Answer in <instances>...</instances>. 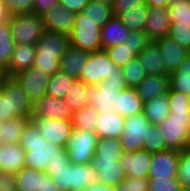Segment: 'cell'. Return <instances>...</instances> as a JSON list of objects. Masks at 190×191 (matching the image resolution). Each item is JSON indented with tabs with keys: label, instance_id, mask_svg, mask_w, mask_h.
<instances>
[{
	"label": "cell",
	"instance_id": "cell-1",
	"mask_svg": "<svg viewBox=\"0 0 190 191\" xmlns=\"http://www.w3.org/2000/svg\"><path fill=\"white\" fill-rule=\"evenodd\" d=\"M18 144L25 150V167L37 171L45 172L54 158L68 156L66 148L47 142L32 121L24 128Z\"/></svg>",
	"mask_w": 190,
	"mask_h": 191
},
{
	"label": "cell",
	"instance_id": "cell-2",
	"mask_svg": "<svg viewBox=\"0 0 190 191\" xmlns=\"http://www.w3.org/2000/svg\"><path fill=\"white\" fill-rule=\"evenodd\" d=\"M69 45L68 35L45 30L36 43L33 67L48 76H53L59 71L60 58Z\"/></svg>",
	"mask_w": 190,
	"mask_h": 191
},
{
	"label": "cell",
	"instance_id": "cell-3",
	"mask_svg": "<svg viewBox=\"0 0 190 191\" xmlns=\"http://www.w3.org/2000/svg\"><path fill=\"white\" fill-rule=\"evenodd\" d=\"M157 125L163 133L168 149H187L190 138V111H170V115Z\"/></svg>",
	"mask_w": 190,
	"mask_h": 191
},
{
	"label": "cell",
	"instance_id": "cell-4",
	"mask_svg": "<svg viewBox=\"0 0 190 191\" xmlns=\"http://www.w3.org/2000/svg\"><path fill=\"white\" fill-rule=\"evenodd\" d=\"M9 22L16 44L36 45L45 31L41 16L34 12L10 15Z\"/></svg>",
	"mask_w": 190,
	"mask_h": 191
},
{
	"label": "cell",
	"instance_id": "cell-5",
	"mask_svg": "<svg viewBox=\"0 0 190 191\" xmlns=\"http://www.w3.org/2000/svg\"><path fill=\"white\" fill-rule=\"evenodd\" d=\"M70 44L92 53L102 50L101 27L86 17L82 12L77 13L74 28L69 35Z\"/></svg>",
	"mask_w": 190,
	"mask_h": 191
},
{
	"label": "cell",
	"instance_id": "cell-6",
	"mask_svg": "<svg viewBox=\"0 0 190 191\" xmlns=\"http://www.w3.org/2000/svg\"><path fill=\"white\" fill-rule=\"evenodd\" d=\"M153 125L147 120L143 111L125 118V125L121 135V145L124 152L141 150L147 140L148 132Z\"/></svg>",
	"mask_w": 190,
	"mask_h": 191
},
{
	"label": "cell",
	"instance_id": "cell-7",
	"mask_svg": "<svg viewBox=\"0 0 190 191\" xmlns=\"http://www.w3.org/2000/svg\"><path fill=\"white\" fill-rule=\"evenodd\" d=\"M98 139V136L93 132L74 129L66 147L70 162L73 164L91 163Z\"/></svg>",
	"mask_w": 190,
	"mask_h": 191
},
{
	"label": "cell",
	"instance_id": "cell-8",
	"mask_svg": "<svg viewBox=\"0 0 190 191\" xmlns=\"http://www.w3.org/2000/svg\"><path fill=\"white\" fill-rule=\"evenodd\" d=\"M119 68L109 58L105 50L92 52L89 54L79 80H82L86 85L95 86L106 80L111 74L116 73Z\"/></svg>",
	"mask_w": 190,
	"mask_h": 191
},
{
	"label": "cell",
	"instance_id": "cell-9",
	"mask_svg": "<svg viewBox=\"0 0 190 191\" xmlns=\"http://www.w3.org/2000/svg\"><path fill=\"white\" fill-rule=\"evenodd\" d=\"M0 93L8 97L10 112L15 117L32 118L33 102L14 77H3L0 79Z\"/></svg>",
	"mask_w": 190,
	"mask_h": 191
},
{
	"label": "cell",
	"instance_id": "cell-10",
	"mask_svg": "<svg viewBox=\"0 0 190 191\" xmlns=\"http://www.w3.org/2000/svg\"><path fill=\"white\" fill-rule=\"evenodd\" d=\"M31 121L38 128L47 142H52L66 148L74 127L71 119H43L32 117Z\"/></svg>",
	"mask_w": 190,
	"mask_h": 191
},
{
	"label": "cell",
	"instance_id": "cell-11",
	"mask_svg": "<svg viewBox=\"0 0 190 191\" xmlns=\"http://www.w3.org/2000/svg\"><path fill=\"white\" fill-rule=\"evenodd\" d=\"M77 13L59 3L51 10L46 11L41 16L43 27L46 31L70 35L74 28Z\"/></svg>",
	"mask_w": 190,
	"mask_h": 191
},
{
	"label": "cell",
	"instance_id": "cell-12",
	"mask_svg": "<svg viewBox=\"0 0 190 191\" xmlns=\"http://www.w3.org/2000/svg\"><path fill=\"white\" fill-rule=\"evenodd\" d=\"M14 78L18 81L33 103L46 95L50 76L37 68L31 67L17 74Z\"/></svg>",
	"mask_w": 190,
	"mask_h": 191
},
{
	"label": "cell",
	"instance_id": "cell-13",
	"mask_svg": "<svg viewBox=\"0 0 190 191\" xmlns=\"http://www.w3.org/2000/svg\"><path fill=\"white\" fill-rule=\"evenodd\" d=\"M127 88V85H113L100 83L95 86H88L89 102L96 111L101 114L113 112L115 110L114 102L117 93Z\"/></svg>",
	"mask_w": 190,
	"mask_h": 191
},
{
	"label": "cell",
	"instance_id": "cell-14",
	"mask_svg": "<svg viewBox=\"0 0 190 191\" xmlns=\"http://www.w3.org/2000/svg\"><path fill=\"white\" fill-rule=\"evenodd\" d=\"M180 151L168 149L152 154L149 178L177 177Z\"/></svg>",
	"mask_w": 190,
	"mask_h": 191
},
{
	"label": "cell",
	"instance_id": "cell-15",
	"mask_svg": "<svg viewBox=\"0 0 190 191\" xmlns=\"http://www.w3.org/2000/svg\"><path fill=\"white\" fill-rule=\"evenodd\" d=\"M151 160L152 153L141 149L135 152H124L119 162L126 176L148 179Z\"/></svg>",
	"mask_w": 190,
	"mask_h": 191
},
{
	"label": "cell",
	"instance_id": "cell-16",
	"mask_svg": "<svg viewBox=\"0 0 190 191\" xmlns=\"http://www.w3.org/2000/svg\"><path fill=\"white\" fill-rule=\"evenodd\" d=\"M72 112L63 99L44 95L33 104L32 117L43 119H72Z\"/></svg>",
	"mask_w": 190,
	"mask_h": 191
},
{
	"label": "cell",
	"instance_id": "cell-17",
	"mask_svg": "<svg viewBox=\"0 0 190 191\" xmlns=\"http://www.w3.org/2000/svg\"><path fill=\"white\" fill-rule=\"evenodd\" d=\"M170 26L168 7H149L144 32L151 42L165 38L168 35Z\"/></svg>",
	"mask_w": 190,
	"mask_h": 191
},
{
	"label": "cell",
	"instance_id": "cell-18",
	"mask_svg": "<svg viewBox=\"0 0 190 191\" xmlns=\"http://www.w3.org/2000/svg\"><path fill=\"white\" fill-rule=\"evenodd\" d=\"M36 54V45L16 44L11 55V60L5 68L7 77H14L17 74L33 67Z\"/></svg>",
	"mask_w": 190,
	"mask_h": 191
},
{
	"label": "cell",
	"instance_id": "cell-19",
	"mask_svg": "<svg viewBox=\"0 0 190 191\" xmlns=\"http://www.w3.org/2000/svg\"><path fill=\"white\" fill-rule=\"evenodd\" d=\"M89 52L69 45L63 56L60 58L59 71L79 79L89 58Z\"/></svg>",
	"mask_w": 190,
	"mask_h": 191
},
{
	"label": "cell",
	"instance_id": "cell-20",
	"mask_svg": "<svg viewBox=\"0 0 190 191\" xmlns=\"http://www.w3.org/2000/svg\"><path fill=\"white\" fill-rule=\"evenodd\" d=\"M155 43L158 45L163 62L166 63V69L170 73L174 72L190 53L189 50L167 36Z\"/></svg>",
	"mask_w": 190,
	"mask_h": 191
},
{
	"label": "cell",
	"instance_id": "cell-21",
	"mask_svg": "<svg viewBox=\"0 0 190 191\" xmlns=\"http://www.w3.org/2000/svg\"><path fill=\"white\" fill-rule=\"evenodd\" d=\"M91 164L97 172V182L117 188L126 178L119 161H99V158H92Z\"/></svg>",
	"mask_w": 190,
	"mask_h": 191
},
{
	"label": "cell",
	"instance_id": "cell-22",
	"mask_svg": "<svg viewBox=\"0 0 190 191\" xmlns=\"http://www.w3.org/2000/svg\"><path fill=\"white\" fill-rule=\"evenodd\" d=\"M95 134L99 139L102 138H121L125 125V118L116 111L105 112L98 115L95 123Z\"/></svg>",
	"mask_w": 190,
	"mask_h": 191
},
{
	"label": "cell",
	"instance_id": "cell-23",
	"mask_svg": "<svg viewBox=\"0 0 190 191\" xmlns=\"http://www.w3.org/2000/svg\"><path fill=\"white\" fill-rule=\"evenodd\" d=\"M137 57L147 75H170L166 69V63L163 62L161 51L155 42H150Z\"/></svg>",
	"mask_w": 190,
	"mask_h": 191
},
{
	"label": "cell",
	"instance_id": "cell-24",
	"mask_svg": "<svg viewBox=\"0 0 190 191\" xmlns=\"http://www.w3.org/2000/svg\"><path fill=\"white\" fill-rule=\"evenodd\" d=\"M25 167V150L18 143L1 144L0 172L13 173Z\"/></svg>",
	"mask_w": 190,
	"mask_h": 191
},
{
	"label": "cell",
	"instance_id": "cell-25",
	"mask_svg": "<svg viewBox=\"0 0 190 191\" xmlns=\"http://www.w3.org/2000/svg\"><path fill=\"white\" fill-rule=\"evenodd\" d=\"M130 30L125 27L118 16H113L101 28V46L102 50L109 47L119 46L126 42Z\"/></svg>",
	"mask_w": 190,
	"mask_h": 191
},
{
	"label": "cell",
	"instance_id": "cell-26",
	"mask_svg": "<svg viewBox=\"0 0 190 191\" xmlns=\"http://www.w3.org/2000/svg\"><path fill=\"white\" fill-rule=\"evenodd\" d=\"M169 75H147L135 89L143 102L168 93Z\"/></svg>",
	"mask_w": 190,
	"mask_h": 191
},
{
	"label": "cell",
	"instance_id": "cell-27",
	"mask_svg": "<svg viewBox=\"0 0 190 191\" xmlns=\"http://www.w3.org/2000/svg\"><path fill=\"white\" fill-rule=\"evenodd\" d=\"M114 102L115 110L119 115L127 118L133 114L143 111V101L138 96L135 88H124L117 93Z\"/></svg>",
	"mask_w": 190,
	"mask_h": 191
},
{
	"label": "cell",
	"instance_id": "cell-28",
	"mask_svg": "<svg viewBox=\"0 0 190 191\" xmlns=\"http://www.w3.org/2000/svg\"><path fill=\"white\" fill-rule=\"evenodd\" d=\"M97 182V172L91 163L70 162V191H83Z\"/></svg>",
	"mask_w": 190,
	"mask_h": 191
},
{
	"label": "cell",
	"instance_id": "cell-29",
	"mask_svg": "<svg viewBox=\"0 0 190 191\" xmlns=\"http://www.w3.org/2000/svg\"><path fill=\"white\" fill-rule=\"evenodd\" d=\"M143 113L152 125H157L170 115L168 93L143 103Z\"/></svg>",
	"mask_w": 190,
	"mask_h": 191
},
{
	"label": "cell",
	"instance_id": "cell-30",
	"mask_svg": "<svg viewBox=\"0 0 190 191\" xmlns=\"http://www.w3.org/2000/svg\"><path fill=\"white\" fill-rule=\"evenodd\" d=\"M88 86L82 80L76 79L67 91L63 100L72 113L90 104Z\"/></svg>",
	"mask_w": 190,
	"mask_h": 191
},
{
	"label": "cell",
	"instance_id": "cell-31",
	"mask_svg": "<svg viewBox=\"0 0 190 191\" xmlns=\"http://www.w3.org/2000/svg\"><path fill=\"white\" fill-rule=\"evenodd\" d=\"M123 153L119 138H102L98 139L93 158H99V161H119Z\"/></svg>",
	"mask_w": 190,
	"mask_h": 191
},
{
	"label": "cell",
	"instance_id": "cell-32",
	"mask_svg": "<svg viewBox=\"0 0 190 191\" xmlns=\"http://www.w3.org/2000/svg\"><path fill=\"white\" fill-rule=\"evenodd\" d=\"M82 13L101 28L114 16L112 5L96 0H90Z\"/></svg>",
	"mask_w": 190,
	"mask_h": 191
},
{
	"label": "cell",
	"instance_id": "cell-33",
	"mask_svg": "<svg viewBox=\"0 0 190 191\" xmlns=\"http://www.w3.org/2000/svg\"><path fill=\"white\" fill-rule=\"evenodd\" d=\"M171 90L189 94L190 91V53L179 67L169 75Z\"/></svg>",
	"mask_w": 190,
	"mask_h": 191
},
{
	"label": "cell",
	"instance_id": "cell-34",
	"mask_svg": "<svg viewBox=\"0 0 190 191\" xmlns=\"http://www.w3.org/2000/svg\"><path fill=\"white\" fill-rule=\"evenodd\" d=\"M149 7L146 4L136 7V9L122 12L118 17L130 31H144L148 18Z\"/></svg>",
	"mask_w": 190,
	"mask_h": 191
},
{
	"label": "cell",
	"instance_id": "cell-35",
	"mask_svg": "<svg viewBox=\"0 0 190 191\" xmlns=\"http://www.w3.org/2000/svg\"><path fill=\"white\" fill-rule=\"evenodd\" d=\"M99 113L92 105H87L80 110L73 112L72 125L74 129H81L95 133Z\"/></svg>",
	"mask_w": 190,
	"mask_h": 191
},
{
	"label": "cell",
	"instance_id": "cell-36",
	"mask_svg": "<svg viewBox=\"0 0 190 191\" xmlns=\"http://www.w3.org/2000/svg\"><path fill=\"white\" fill-rule=\"evenodd\" d=\"M14 175L17 189L22 191H40L41 171L23 167Z\"/></svg>",
	"mask_w": 190,
	"mask_h": 191
},
{
	"label": "cell",
	"instance_id": "cell-37",
	"mask_svg": "<svg viewBox=\"0 0 190 191\" xmlns=\"http://www.w3.org/2000/svg\"><path fill=\"white\" fill-rule=\"evenodd\" d=\"M75 80L76 78L58 71L53 76H50L46 94L58 99H64Z\"/></svg>",
	"mask_w": 190,
	"mask_h": 191
},
{
	"label": "cell",
	"instance_id": "cell-38",
	"mask_svg": "<svg viewBox=\"0 0 190 191\" xmlns=\"http://www.w3.org/2000/svg\"><path fill=\"white\" fill-rule=\"evenodd\" d=\"M9 20L0 24V65L5 69L15 48Z\"/></svg>",
	"mask_w": 190,
	"mask_h": 191
},
{
	"label": "cell",
	"instance_id": "cell-39",
	"mask_svg": "<svg viewBox=\"0 0 190 191\" xmlns=\"http://www.w3.org/2000/svg\"><path fill=\"white\" fill-rule=\"evenodd\" d=\"M31 118L16 117L5 121L3 125V144L18 143Z\"/></svg>",
	"mask_w": 190,
	"mask_h": 191
},
{
	"label": "cell",
	"instance_id": "cell-40",
	"mask_svg": "<svg viewBox=\"0 0 190 191\" xmlns=\"http://www.w3.org/2000/svg\"><path fill=\"white\" fill-rule=\"evenodd\" d=\"M126 80L127 87L135 88L140 84L147 76L145 68L139 62L136 56L130 60L127 65L121 68Z\"/></svg>",
	"mask_w": 190,
	"mask_h": 191
},
{
	"label": "cell",
	"instance_id": "cell-41",
	"mask_svg": "<svg viewBox=\"0 0 190 191\" xmlns=\"http://www.w3.org/2000/svg\"><path fill=\"white\" fill-rule=\"evenodd\" d=\"M168 17L171 25L190 26V0L180 1L168 6Z\"/></svg>",
	"mask_w": 190,
	"mask_h": 191
},
{
	"label": "cell",
	"instance_id": "cell-42",
	"mask_svg": "<svg viewBox=\"0 0 190 191\" xmlns=\"http://www.w3.org/2000/svg\"><path fill=\"white\" fill-rule=\"evenodd\" d=\"M109 58L114 62L117 67H124L127 63L135 58L137 55L132 51L130 45L126 42L120 44L119 46L109 47L105 49Z\"/></svg>",
	"mask_w": 190,
	"mask_h": 191
},
{
	"label": "cell",
	"instance_id": "cell-43",
	"mask_svg": "<svg viewBox=\"0 0 190 191\" xmlns=\"http://www.w3.org/2000/svg\"><path fill=\"white\" fill-rule=\"evenodd\" d=\"M142 149L152 154L168 150L165 145L163 133H161L158 125H153L151 131L148 132L147 140Z\"/></svg>",
	"mask_w": 190,
	"mask_h": 191
},
{
	"label": "cell",
	"instance_id": "cell-44",
	"mask_svg": "<svg viewBox=\"0 0 190 191\" xmlns=\"http://www.w3.org/2000/svg\"><path fill=\"white\" fill-rule=\"evenodd\" d=\"M177 178L181 187L188 191L190 189V151L188 149L180 151Z\"/></svg>",
	"mask_w": 190,
	"mask_h": 191
},
{
	"label": "cell",
	"instance_id": "cell-45",
	"mask_svg": "<svg viewBox=\"0 0 190 191\" xmlns=\"http://www.w3.org/2000/svg\"><path fill=\"white\" fill-rule=\"evenodd\" d=\"M46 174L50 175L54 186L59 191H70V163L59 169H46Z\"/></svg>",
	"mask_w": 190,
	"mask_h": 191
},
{
	"label": "cell",
	"instance_id": "cell-46",
	"mask_svg": "<svg viewBox=\"0 0 190 191\" xmlns=\"http://www.w3.org/2000/svg\"><path fill=\"white\" fill-rule=\"evenodd\" d=\"M149 191H185L178 181L174 178H148Z\"/></svg>",
	"mask_w": 190,
	"mask_h": 191
},
{
	"label": "cell",
	"instance_id": "cell-47",
	"mask_svg": "<svg viewBox=\"0 0 190 191\" xmlns=\"http://www.w3.org/2000/svg\"><path fill=\"white\" fill-rule=\"evenodd\" d=\"M167 37L176 41L179 45L190 51V26L171 25Z\"/></svg>",
	"mask_w": 190,
	"mask_h": 191
},
{
	"label": "cell",
	"instance_id": "cell-48",
	"mask_svg": "<svg viewBox=\"0 0 190 191\" xmlns=\"http://www.w3.org/2000/svg\"><path fill=\"white\" fill-rule=\"evenodd\" d=\"M168 100L170 111H190V98L187 94L169 88Z\"/></svg>",
	"mask_w": 190,
	"mask_h": 191
},
{
	"label": "cell",
	"instance_id": "cell-49",
	"mask_svg": "<svg viewBox=\"0 0 190 191\" xmlns=\"http://www.w3.org/2000/svg\"><path fill=\"white\" fill-rule=\"evenodd\" d=\"M118 191H149L148 179L126 176L117 186Z\"/></svg>",
	"mask_w": 190,
	"mask_h": 191
},
{
	"label": "cell",
	"instance_id": "cell-50",
	"mask_svg": "<svg viewBox=\"0 0 190 191\" xmlns=\"http://www.w3.org/2000/svg\"><path fill=\"white\" fill-rule=\"evenodd\" d=\"M10 15L33 12L35 0H3Z\"/></svg>",
	"mask_w": 190,
	"mask_h": 191
},
{
	"label": "cell",
	"instance_id": "cell-51",
	"mask_svg": "<svg viewBox=\"0 0 190 191\" xmlns=\"http://www.w3.org/2000/svg\"><path fill=\"white\" fill-rule=\"evenodd\" d=\"M150 42V39L144 31H131L126 40V44L131 46L132 51L136 55H138Z\"/></svg>",
	"mask_w": 190,
	"mask_h": 191
},
{
	"label": "cell",
	"instance_id": "cell-52",
	"mask_svg": "<svg viewBox=\"0 0 190 191\" xmlns=\"http://www.w3.org/2000/svg\"><path fill=\"white\" fill-rule=\"evenodd\" d=\"M143 4H146V0H114L112 3L113 15L119 16L122 12L136 9Z\"/></svg>",
	"mask_w": 190,
	"mask_h": 191
},
{
	"label": "cell",
	"instance_id": "cell-53",
	"mask_svg": "<svg viewBox=\"0 0 190 191\" xmlns=\"http://www.w3.org/2000/svg\"><path fill=\"white\" fill-rule=\"evenodd\" d=\"M16 189L15 175L0 172V191H15Z\"/></svg>",
	"mask_w": 190,
	"mask_h": 191
},
{
	"label": "cell",
	"instance_id": "cell-54",
	"mask_svg": "<svg viewBox=\"0 0 190 191\" xmlns=\"http://www.w3.org/2000/svg\"><path fill=\"white\" fill-rule=\"evenodd\" d=\"M90 2V0H58V3L75 13L83 11L84 7Z\"/></svg>",
	"mask_w": 190,
	"mask_h": 191
},
{
	"label": "cell",
	"instance_id": "cell-55",
	"mask_svg": "<svg viewBox=\"0 0 190 191\" xmlns=\"http://www.w3.org/2000/svg\"><path fill=\"white\" fill-rule=\"evenodd\" d=\"M58 4V0H35L33 12L37 15H42L48 10H51Z\"/></svg>",
	"mask_w": 190,
	"mask_h": 191
},
{
	"label": "cell",
	"instance_id": "cell-56",
	"mask_svg": "<svg viewBox=\"0 0 190 191\" xmlns=\"http://www.w3.org/2000/svg\"><path fill=\"white\" fill-rule=\"evenodd\" d=\"M16 118L13 112H10V105L8 97H3L0 93V120H10Z\"/></svg>",
	"mask_w": 190,
	"mask_h": 191
},
{
	"label": "cell",
	"instance_id": "cell-57",
	"mask_svg": "<svg viewBox=\"0 0 190 191\" xmlns=\"http://www.w3.org/2000/svg\"><path fill=\"white\" fill-rule=\"evenodd\" d=\"M101 83H108L113 85H126V80L121 68L116 73L111 74L106 80Z\"/></svg>",
	"mask_w": 190,
	"mask_h": 191
},
{
	"label": "cell",
	"instance_id": "cell-58",
	"mask_svg": "<svg viewBox=\"0 0 190 191\" xmlns=\"http://www.w3.org/2000/svg\"><path fill=\"white\" fill-rule=\"evenodd\" d=\"M40 191H59V189L54 186L51 176L42 171Z\"/></svg>",
	"mask_w": 190,
	"mask_h": 191
},
{
	"label": "cell",
	"instance_id": "cell-59",
	"mask_svg": "<svg viewBox=\"0 0 190 191\" xmlns=\"http://www.w3.org/2000/svg\"><path fill=\"white\" fill-rule=\"evenodd\" d=\"M70 163L69 156H61V158H54L51 163L47 164L46 169H59L65 167Z\"/></svg>",
	"mask_w": 190,
	"mask_h": 191
},
{
	"label": "cell",
	"instance_id": "cell-60",
	"mask_svg": "<svg viewBox=\"0 0 190 191\" xmlns=\"http://www.w3.org/2000/svg\"><path fill=\"white\" fill-rule=\"evenodd\" d=\"M85 191H118L117 188L96 182L85 189Z\"/></svg>",
	"mask_w": 190,
	"mask_h": 191
},
{
	"label": "cell",
	"instance_id": "cell-61",
	"mask_svg": "<svg viewBox=\"0 0 190 191\" xmlns=\"http://www.w3.org/2000/svg\"><path fill=\"white\" fill-rule=\"evenodd\" d=\"M146 5L148 7H168L171 5V0H146Z\"/></svg>",
	"mask_w": 190,
	"mask_h": 191
},
{
	"label": "cell",
	"instance_id": "cell-62",
	"mask_svg": "<svg viewBox=\"0 0 190 191\" xmlns=\"http://www.w3.org/2000/svg\"><path fill=\"white\" fill-rule=\"evenodd\" d=\"M10 14L4 5V1L0 0V24L9 20Z\"/></svg>",
	"mask_w": 190,
	"mask_h": 191
},
{
	"label": "cell",
	"instance_id": "cell-63",
	"mask_svg": "<svg viewBox=\"0 0 190 191\" xmlns=\"http://www.w3.org/2000/svg\"><path fill=\"white\" fill-rule=\"evenodd\" d=\"M5 121L4 120H0V144H3V125H4Z\"/></svg>",
	"mask_w": 190,
	"mask_h": 191
},
{
	"label": "cell",
	"instance_id": "cell-64",
	"mask_svg": "<svg viewBox=\"0 0 190 191\" xmlns=\"http://www.w3.org/2000/svg\"><path fill=\"white\" fill-rule=\"evenodd\" d=\"M6 74H5V69L0 65V79L5 77Z\"/></svg>",
	"mask_w": 190,
	"mask_h": 191
},
{
	"label": "cell",
	"instance_id": "cell-65",
	"mask_svg": "<svg viewBox=\"0 0 190 191\" xmlns=\"http://www.w3.org/2000/svg\"><path fill=\"white\" fill-rule=\"evenodd\" d=\"M96 1L104 2V3H108V4L112 5L114 0H96Z\"/></svg>",
	"mask_w": 190,
	"mask_h": 191
},
{
	"label": "cell",
	"instance_id": "cell-66",
	"mask_svg": "<svg viewBox=\"0 0 190 191\" xmlns=\"http://www.w3.org/2000/svg\"><path fill=\"white\" fill-rule=\"evenodd\" d=\"M180 1H187V0H171V5L175 3H179Z\"/></svg>",
	"mask_w": 190,
	"mask_h": 191
},
{
	"label": "cell",
	"instance_id": "cell-67",
	"mask_svg": "<svg viewBox=\"0 0 190 191\" xmlns=\"http://www.w3.org/2000/svg\"><path fill=\"white\" fill-rule=\"evenodd\" d=\"M187 149L190 151V138H189V141H188Z\"/></svg>",
	"mask_w": 190,
	"mask_h": 191
},
{
	"label": "cell",
	"instance_id": "cell-68",
	"mask_svg": "<svg viewBox=\"0 0 190 191\" xmlns=\"http://www.w3.org/2000/svg\"><path fill=\"white\" fill-rule=\"evenodd\" d=\"M0 161H1V144H0Z\"/></svg>",
	"mask_w": 190,
	"mask_h": 191
}]
</instances>
